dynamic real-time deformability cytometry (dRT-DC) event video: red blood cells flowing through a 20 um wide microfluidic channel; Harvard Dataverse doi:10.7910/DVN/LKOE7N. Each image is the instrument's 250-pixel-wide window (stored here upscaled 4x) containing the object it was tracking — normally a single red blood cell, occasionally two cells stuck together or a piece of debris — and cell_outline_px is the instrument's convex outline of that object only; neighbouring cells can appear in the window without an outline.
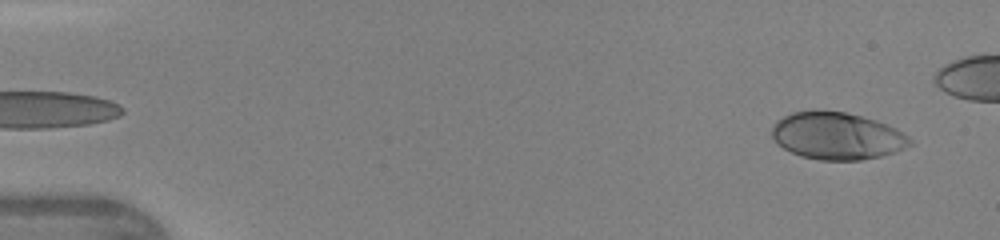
{"species": "human", "species_latin": "Homo sapiens", "temperature_condition": "warm", "stored_images_in_passage": 42, "camera_frame_rate_fps": 3000, "um_per_image_px": 0.085, "donor": {"sex": "female"}, "frame": {"image": 1, "passage_image": 2, "time_ms": 0.333, "image_size_px": [1000, 240], "cell_outline_px": [[912, 144], [896, 152], [880, 156], [860, 160], [820, 160], [800, 156], [784, 148], [772, 136], [772, 128], [776, 120], [792, 112], [844, 112], [876, 120], [888, 124], [896, 128], [908, 136], [912, 140]], "centroid_in_image_um": [71.18, 11.57], "position_along_channel_um": 13.8, "area_um2": 37.51}}
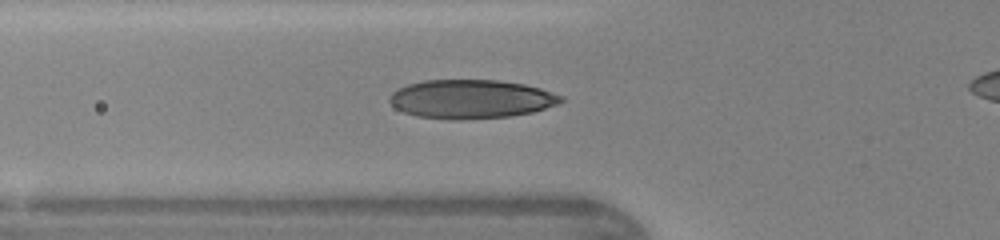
{"frame": {"image": 2, "passage_image": 16, "time_ms": 5.0, "image_size_px": [1000, 240], "cell_outline_px": [[564, 100], [560, 104], [532, 112], [508, 116], [460, 120], [416, 116], [404, 112], [396, 108], [388, 100], [392, 92], [396, 88], [408, 84], [424, 80], [500, 80], [524, 84], [540, 88], [564, 96]], "centroid_in_image_um": [40.05, 8.41], "position_along_channel_um": 85.8, "area_um2": 38.9}}
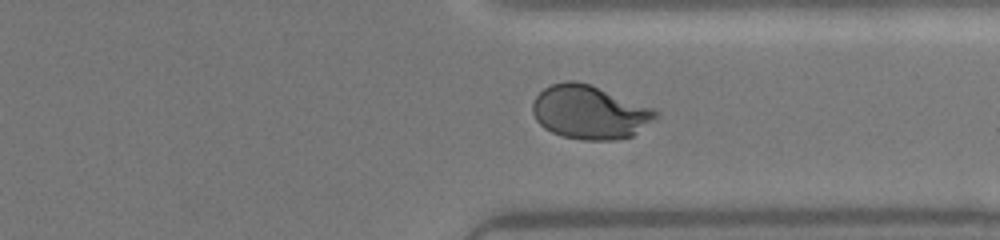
{"frame": {"image": 3, "passage_image": 35, "time_ms": 11.333, "image_size_px": [1000, 240], "cell_outline_px": [[660, 116], [656, 120], [632, 136], [616, 140], [584, 140], [564, 136], [552, 132], [544, 128], [536, 120], [532, 112], [532, 104], [536, 96], [544, 88], [552, 84], [568, 80], [576, 80], [588, 84], [656, 108], [660, 112]], "centroid_in_image_um": [50.17, 9.54], "position_along_channel_um": 361.2, "area_um2": 38.78}, "authors_computed_cell_mechanics": {"area_um2": 37.6567, "velocity_mm_per_s": 4.3304, "shape_relaxation_time_tau1_ms": 3.7696, "shape_relaxation_time_tau2_ms": null, "deformation_change_tau1": 0.206, "deformation_change_tau2": null}}